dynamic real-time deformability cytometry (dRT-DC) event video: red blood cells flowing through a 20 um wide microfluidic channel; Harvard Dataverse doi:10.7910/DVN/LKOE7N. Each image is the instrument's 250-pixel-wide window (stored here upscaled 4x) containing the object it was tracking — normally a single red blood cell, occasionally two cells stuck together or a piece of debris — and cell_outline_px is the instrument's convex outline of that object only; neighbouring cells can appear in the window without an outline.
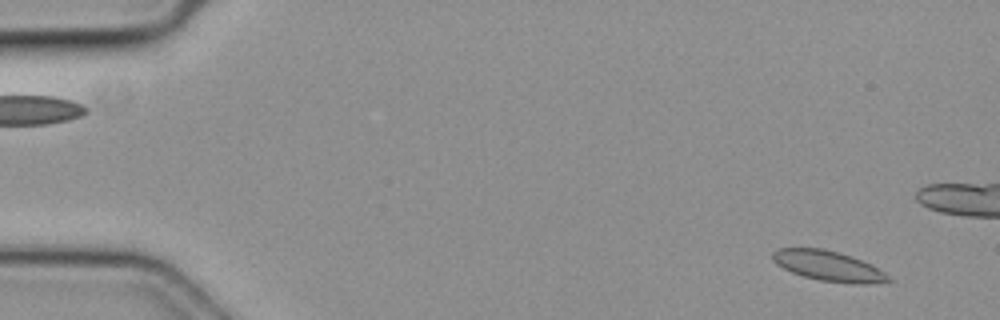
{"species": "common noctule bat (a hibernating species)", "species_latin": "Nyctalus noctula", "temperature_condition": "cold", "stored_images_in_passage": 16, "camera_frame_rate_fps": 3000, "um_per_image_px": 0.085, "animal": {"sex": "female", "body_mass_g": 19.3, "forearm_length_mm": 54.1}, "frame": {"image": 1, "passage_image": 3, "time_ms": 0.667, "image_size_px": [1000, 320], "cell_outline_px": [[892, 280], [864, 284], [852, 284], [820, 280], [804, 276], [792, 272], [776, 264], [772, 260], [772, 252], [776, 248], [824, 248], [840, 252], [852, 256], [872, 264], [884, 272]], "centroid_in_image_um": [70.39, 22.59], "position_along_channel_um": 14.6, "area_um2": 20.4}}